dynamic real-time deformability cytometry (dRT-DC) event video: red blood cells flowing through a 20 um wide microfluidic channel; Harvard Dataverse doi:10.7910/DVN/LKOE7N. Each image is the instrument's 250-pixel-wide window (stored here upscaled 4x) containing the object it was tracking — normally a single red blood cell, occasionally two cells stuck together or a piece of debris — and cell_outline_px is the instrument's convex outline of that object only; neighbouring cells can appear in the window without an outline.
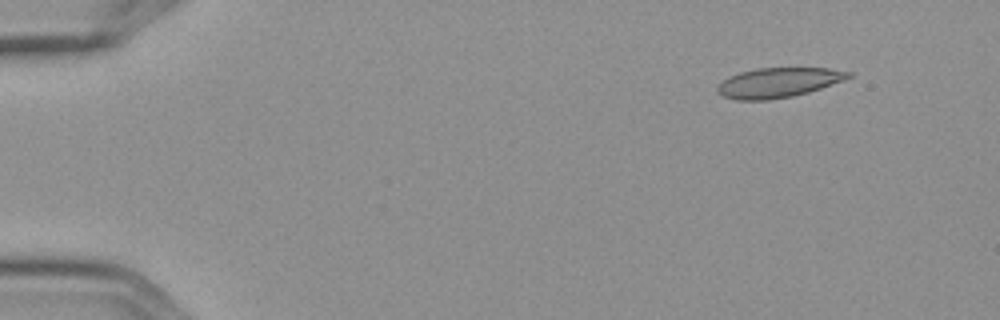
{"species": "Egyptian fruit bat (a non-hibernating species)", "species_latin": "Rousettus aegyptiacus", "temperature_condition": "cold", "stored_images_in_passage": 5, "camera_frame_rate_fps": 3000, "um_per_image_px": 0.085, "frame": {"image": 1, "passage_image": 2, "time_ms": 0.333, "image_size_px": [1000, 320], "cell_outline_px": [[852, 76], [844, 80], [808, 92], [792, 96], [768, 100], [736, 100], [724, 96], [716, 92], [716, 88], [728, 76], [740, 72], [756, 68], [828, 68], [852, 72]], "centroid_in_image_um": [66.14, 7.02], "position_along_channel_um": 18.9, "area_um2": 22.66}}
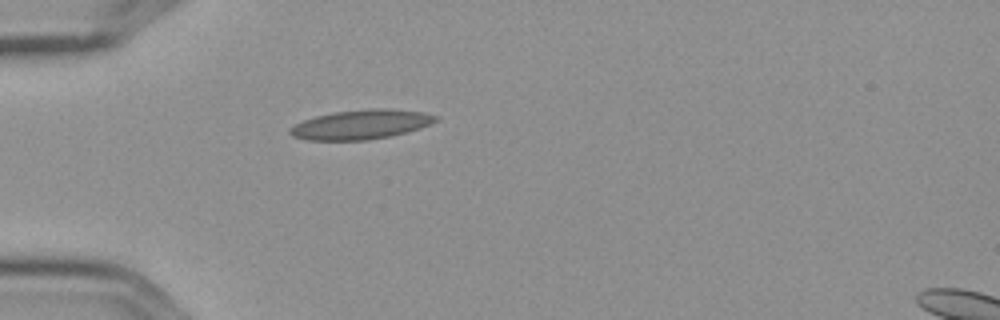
{"frame": {"image": 2, "passage_image": 5, "time_ms": 1.333, "image_size_px": [1000, 320], "cell_outline_px": [[440, 116], [436, 120], [420, 128], [392, 136], [368, 140], [308, 140], [292, 136], [288, 132], [288, 128], [304, 120], [316, 116], [332, 112], [368, 108], [392, 108], [424, 112]], "centroid_in_image_um": [30.69, 10.57], "position_along_channel_um": 54.3, "area_um2": 25.2}}